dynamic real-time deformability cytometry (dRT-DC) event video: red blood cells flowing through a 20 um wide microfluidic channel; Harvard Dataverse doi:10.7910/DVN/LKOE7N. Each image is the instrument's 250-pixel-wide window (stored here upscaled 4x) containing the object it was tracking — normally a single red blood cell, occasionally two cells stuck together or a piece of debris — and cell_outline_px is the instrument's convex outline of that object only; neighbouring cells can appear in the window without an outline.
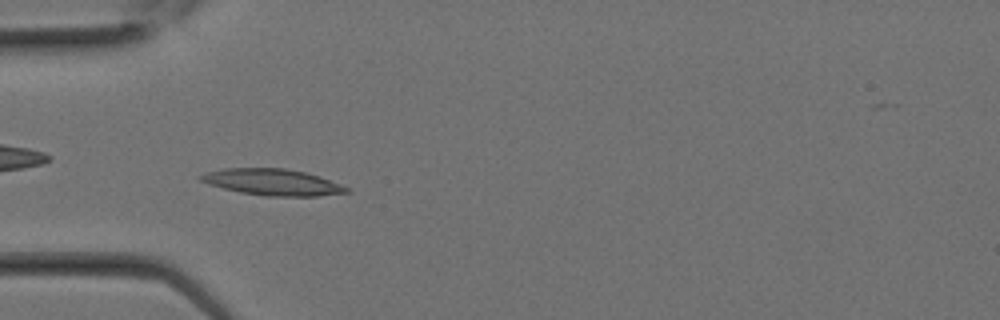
{"species": "Egyptian fruit bat (a non-hibernating species)", "species_latin": "Rousettus aegyptiacus", "temperature_condition": "room temperature", "stored_images_in_passage": 25, "camera_frame_rate_fps": 3000, "um_per_image_px": 0.085, "animal": {"sex": "female"}, "frame": {"image": 1, "passage_image": 6, "time_ms": 1.667, "image_size_px": [1000, 320], "cell_outline_px": [[352, 192], [316, 196], [264, 196], [240, 192], [208, 184], [200, 180], [196, 176], [204, 172], [224, 168], [284, 168], [304, 172], [320, 176], [352, 188]], "centroid_in_image_um": [23.18, 15.48], "position_along_channel_um": 61.8, "area_um2": 22.66}}
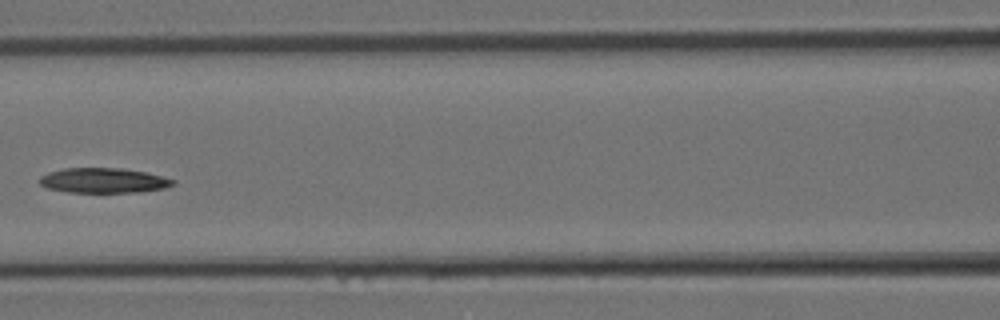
{"frame": {"image": 2, "passage_image": 10, "time_ms": 3.0, "image_size_px": [1000, 320], "cell_outline_px": [[176, 184], [164, 188], [140, 192], [68, 192], [48, 188], [40, 184], [40, 176], [48, 172], [64, 168], [120, 168], [144, 172], [176, 180]], "centroid_in_image_um": [8.8, 15.34], "position_along_channel_um": 157.8, "area_um2": 19.31}}
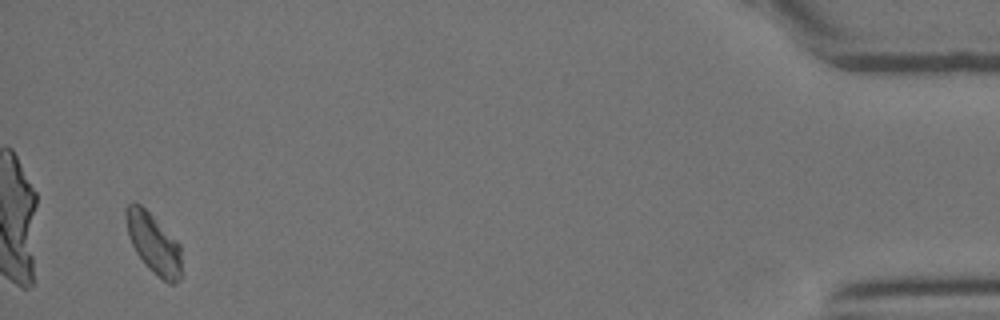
{"frame": {"image": 3, "passage_image": 24, "time_ms": 7.667, "image_size_px": [1000, 320], "cell_outline_px": [[180, 280], [176, 284], [168, 284], [152, 272], [144, 264], [136, 252], [128, 236], [124, 220], [124, 208], [128, 204], [140, 204], [180, 244]], "centroid_in_image_um": [13.02, 20.72], "position_along_channel_um": 422.2, "area_um2": 19.42}}